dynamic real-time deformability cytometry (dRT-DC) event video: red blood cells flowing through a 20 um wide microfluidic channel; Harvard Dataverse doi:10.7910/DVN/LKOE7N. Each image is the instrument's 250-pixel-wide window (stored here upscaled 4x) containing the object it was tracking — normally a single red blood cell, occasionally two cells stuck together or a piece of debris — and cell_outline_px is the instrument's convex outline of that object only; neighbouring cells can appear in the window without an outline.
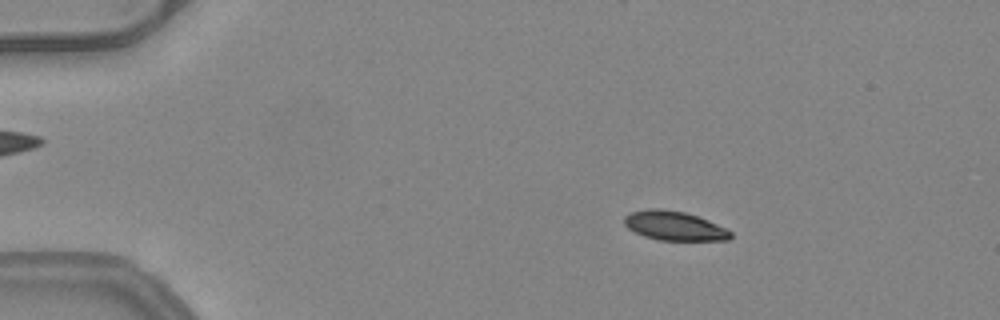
{"species": "common noctule bat (a hibernating species)", "species_latin": "Nyctalus noctula", "temperature_condition": "warm", "stored_images_in_passage": 53, "camera_frame_rate_fps": 3000, "um_per_image_px": 0.085, "animal": {"sex": "female", "body_mass_g": 24.6, "forearm_length_mm": 56.2}, "frame": {"image": 1, "passage_image": 9, "time_ms": 2.667, "image_size_px": [1000, 320], "cell_outline_px": [[732, 236], [728, 240], [660, 240], [644, 236], [628, 228], [624, 224], [624, 216], [628, 212], [648, 208], [660, 208], [684, 212], [708, 220], [728, 228], [732, 232]], "centroid_in_image_um": [57.31, 19.18], "position_along_channel_um": 27.7, "area_um2": 18.21}}
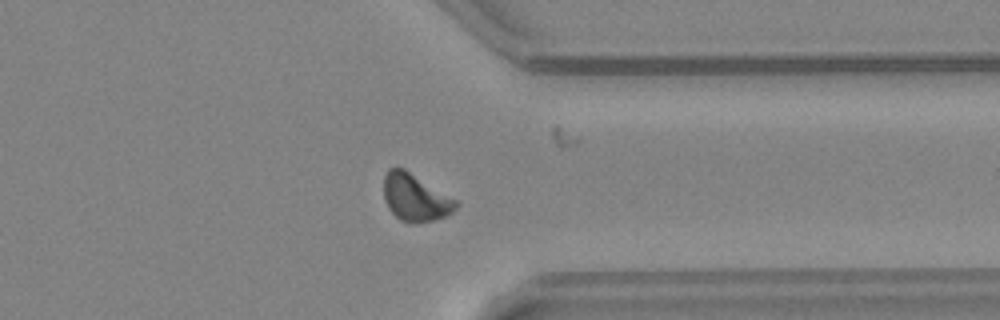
{"frame": {"image": 2, "passage_image": 41, "time_ms": 13.333, "image_size_px": [1000, 320], "cell_outline_px": [[460, 204], [452, 212], [444, 216], [432, 220], [408, 224], [400, 220], [388, 208], [384, 200], [384, 176], [388, 168], [396, 164], [404, 168], [460, 200]], "centroid_in_image_um": [35.31, 16.75], "position_along_channel_um": 376.1, "area_um2": 20.46}}
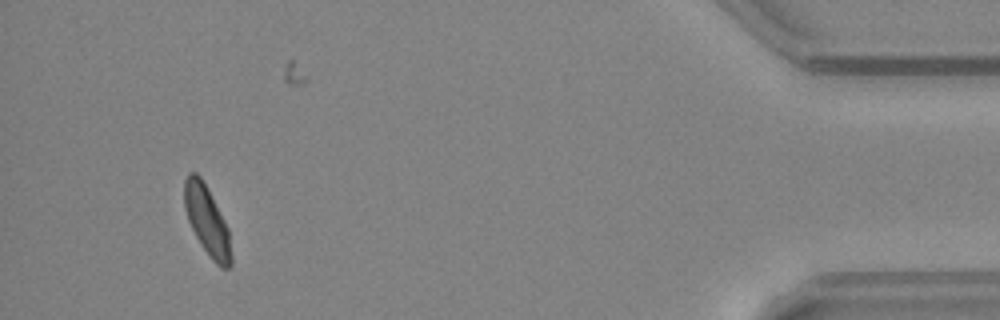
{"frame": {"image": 3, "passage_image": 49, "time_ms": 16.0, "image_size_px": [1000, 320], "cell_outline_px": [[232, 264], [228, 268], [220, 268], [212, 260], [200, 244], [188, 220], [184, 208], [184, 180], [188, 172], [196, 172], [200, 176], [224, 220], [228, 228], [232, 256]], "centroid_in_image_um": [17.59, 18.78], "position_along_channel_um": 417.6, "area_um2": 18.73}, "authors_computed_cell_mechanics": {"area_um2": 19.2474, "velocity_mm_per_s": 4.0102, "shape_relaxation_time_tau1_ms": 2.741, "shape_relaxation_time_tau2_ms": 1.7701, "deformation_change_tau1": 0.1419, "deformation_change_tau2": 0.0642}}